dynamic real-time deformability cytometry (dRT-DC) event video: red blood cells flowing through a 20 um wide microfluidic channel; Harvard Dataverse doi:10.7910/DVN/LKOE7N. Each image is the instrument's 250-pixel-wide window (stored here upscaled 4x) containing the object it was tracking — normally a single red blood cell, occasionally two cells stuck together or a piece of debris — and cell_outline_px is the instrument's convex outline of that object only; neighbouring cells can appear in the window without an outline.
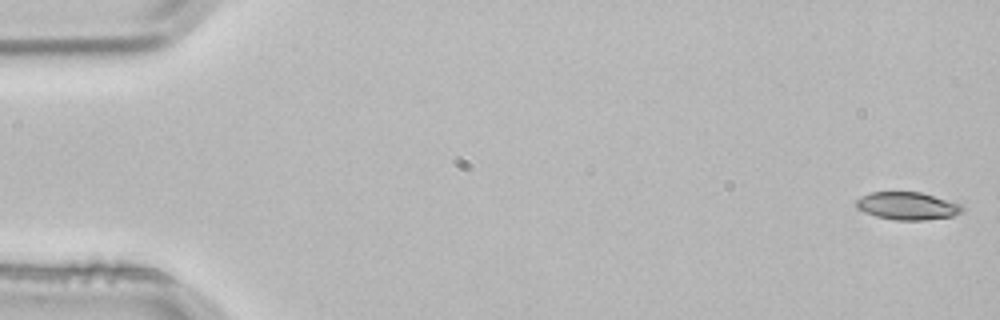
{"species": "common noctule bat (a hibernating species)", "species_latin": "Nyctalus noctula", "temperature_condition": "room temperature", "stored_images_in_passage": 4, "camera_frame_rate_fps": 3000, "um_per_image_px": 0.085, "animal": {"sex": "male", "body_mass_g": 21.5, "forearm_length_mm": 52.0}, "frame": {"image": 1, "passage_image": 1, "time_ms": 0.0, "image_size_px": [1000, 320], "cell_outline_px": [[964, 208], [960, 212], [952, 216], [924, 220], [896, 220], [876, 216], [864, 212], [856, 208], [856, 200], [860, 196], [872, 192], [920, 192], [960, 204]], "centroid_in_image_um": [77.08, 17.5], "position_along_channel_um": 7.9, "area_um2": 16.94}}
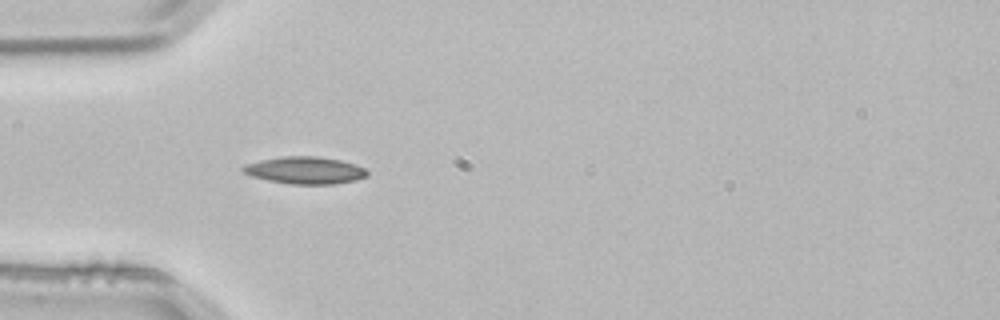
{"frame": {"image": 2, "passage_image": 4, "time_ms": 1.0, "image_size_px": [1000, 320], "cell_outline_px": [[368, 176], [356, 180], [336, 184], [292, 184], [268, 180], [252, 176], [244, 172], [240, 168], [244, 164], [260, 160], [280, 156], [316, 156], [340, 160], [356, 164], [364, 168], [368, 172]], "centroid_in_image_um": [25.93, 14.47], "position_along_channel_um": 59.1, "area_um2": 19.77}}